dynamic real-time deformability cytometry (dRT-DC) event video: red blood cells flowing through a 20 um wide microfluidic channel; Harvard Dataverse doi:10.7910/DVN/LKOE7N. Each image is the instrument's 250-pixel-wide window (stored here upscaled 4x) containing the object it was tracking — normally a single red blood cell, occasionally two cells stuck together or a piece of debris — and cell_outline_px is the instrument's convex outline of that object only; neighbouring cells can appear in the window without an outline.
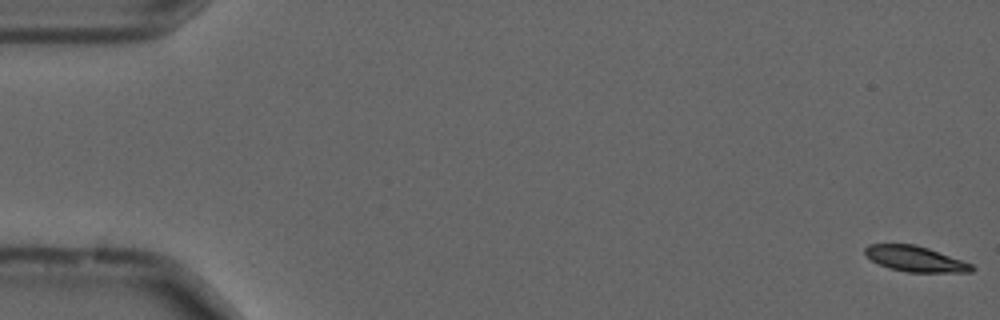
{"species": "common noctule bat (a hibernating species)", "species_latin": "Nyctalus noctula", "temperature_condition": "cold", "stored_images_in_passage": 56, "camera_frame_rate_fps": 3000, "um_per_image_px": 0.085, "animal": {"sex": "male", "forearm_length_mm": 52.5}, "frame": {"image": 1, "passage_image": 1, "time_ms": 0.0, "image_size_px": [1000, 320], "cell_outline_px": [[976, 268], [972, 272], [908, 272], [888, 268], [872, 260], [864, 252], [864, 248], [868, 244], [916, 244], [928, 248], [972, 264]], "centroid_in_image_um": [77.8, 22.0], "position_along_channel_um": 7.2, "area_um2": 15.78}}
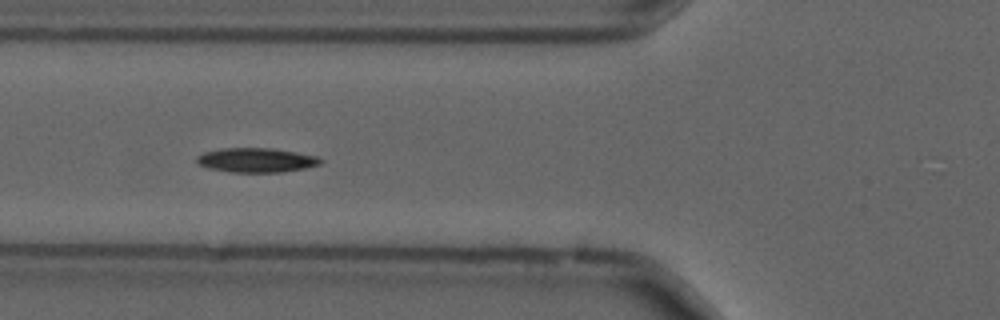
{"frame": {"image": 2, "passage_image": 21, "time_ms": 6.667, "image_size_px": [1000, 320], "cell_outline_px": [[324, 160], [320, 164], [304, 168], [280, 172], [232, 172], [208, 168], [196, 164], [196, 156], [204, 152], [220, 148], [272, 148], [296, 152], [316, 156]], "centroid_in_image_um": [21.74, 13.6], "position_along_channel_um": 104.1, "area_um2": 17.63}}
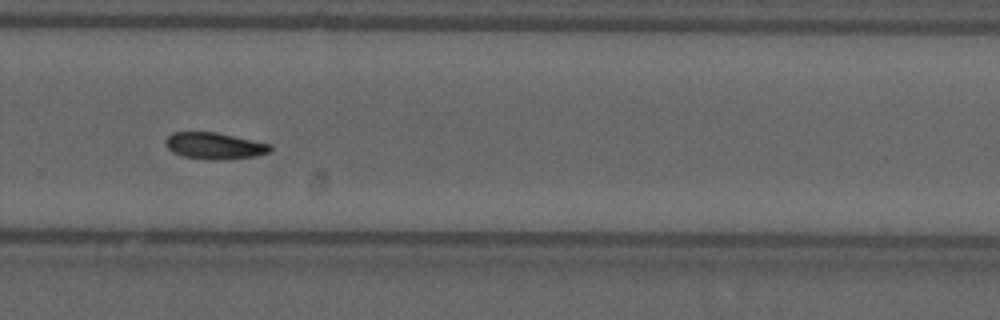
{"frame": {"image": 3, "passage_image": 38, "time_ms": 12.333, "image_size_px": [1000, 320], "cell_outline_px": [[272, 148], [268, 152], [256, 156], [220, 160], [208, 160], [184, 156], [172, 152], [168, 148], [164, 140], [172, 132], [216, 132], [272, 144]], "centroid_in_image_um": [18.23, 12.39], "position_along_channel_um": 311.6, "area_um2": 16.24}, "authors_computed_cell_mechanics": {"area_um2": 16.3574, "velocity_mm_per_s": 3.6679, "shape_relaxation_time_tau1_ms": 4.8396, "shape_relaxation_time_tau2_ms": null, "deformation_change_tau1": 0.1195, "deformation_change_tau2": null}}